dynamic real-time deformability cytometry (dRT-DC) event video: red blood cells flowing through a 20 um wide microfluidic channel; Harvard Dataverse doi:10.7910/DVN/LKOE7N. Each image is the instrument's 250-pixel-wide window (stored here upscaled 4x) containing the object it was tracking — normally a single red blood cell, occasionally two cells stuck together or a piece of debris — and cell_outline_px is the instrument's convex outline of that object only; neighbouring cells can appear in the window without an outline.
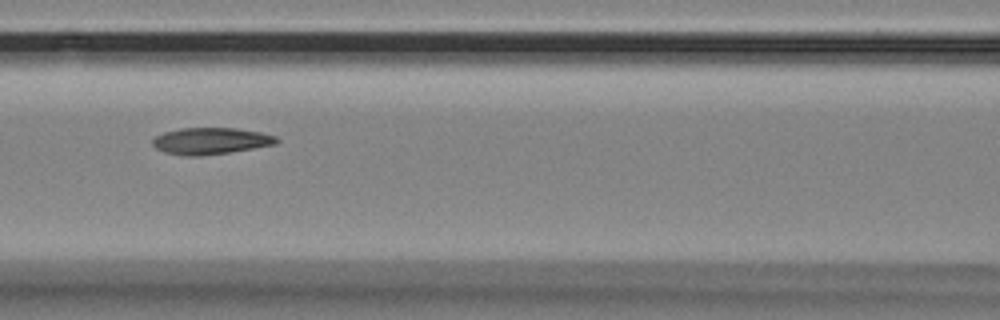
{"species": "Egyptian fruit bat (a non-hibernating species)", "species_latin": "Rousettus aegyptiacus", "temperature_condition": "room temperature", "stored_images_in_passage": 5, "camera_frame_rate_fps": 3000, "um_per_image_px": 0.085, "animal": {"sex": "female"}, "frame": {"image": 1, "passage_image": 5, "time_ms": 1.333, "image_size_px": [1000, 320], "cell_outline_px": [[280, 140], [276, 144], [228, 152], [200, 156], [184, 156], [164, 152], [156, 148], [152, 144], [152, 140], [156, 136], [164, 132], [180, 128], [236, 128], [260, 132], [276, 136]], "centroid_in_image_um": [17.89, 11.98], "position_along_channel_um": 148.7, "area_um2": 19.19}}